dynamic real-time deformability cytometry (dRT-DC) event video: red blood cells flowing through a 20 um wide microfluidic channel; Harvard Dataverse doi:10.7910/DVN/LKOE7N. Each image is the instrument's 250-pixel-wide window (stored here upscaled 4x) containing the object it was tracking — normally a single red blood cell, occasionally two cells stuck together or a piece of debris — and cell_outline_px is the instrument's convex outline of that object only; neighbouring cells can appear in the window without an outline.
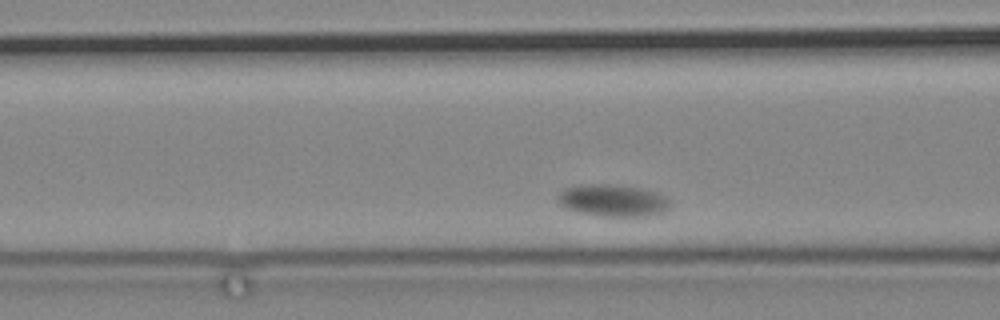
{"species": "common noctule bat (a hibernating species)", "species_latin": "Nyctalus noctula", "temperature_condition": "cold", "stored_images_in_passage": 39, "camera_frame_rate_fps": 3000, "um_per_image_px": 0.085, "animal": {"sex": "male", "body_mass_g": 19.2, "forearm_length_mm": 51.8}, "frame": {"image": 1, "passage_image": 7, "time_ms": 2.0, "image_size_px": [1000, 320], "cell_outline_px": [[668, 208], [664, 212], [648, 216], [600, 216], [580, 212], [568, 208], [560, 204], [556, 200], [560, 192], [564, 188], [592, 184], [608, 184], [644, 188], [656, 192], [664, 196], [668, 200]], "centroid_in_image_um": [52.1, 17.04], "position_along_channel_um": 114.5, "area_um2": 20.75}}
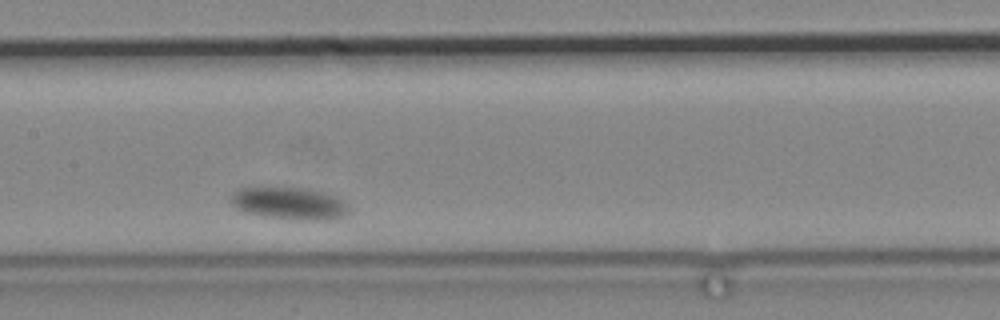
{"frame": {"image": 2, "passage_image": 15, "time_ms": 4.667, "image_size_px": [1000, 320], "cell_outline_px": [[348, 212], [344, 216], [336, 220], [304, 220], [264, 216], [244, 212], [236, 208], [228, 200], [240, 188], [308, 188], [324, 192], [336, 196], [344, 200], [348, 204]], "centroid_in_image_um": [24.66, 17.3], "position_along_channel_um": 182.7, "area_um2": 22.25}}
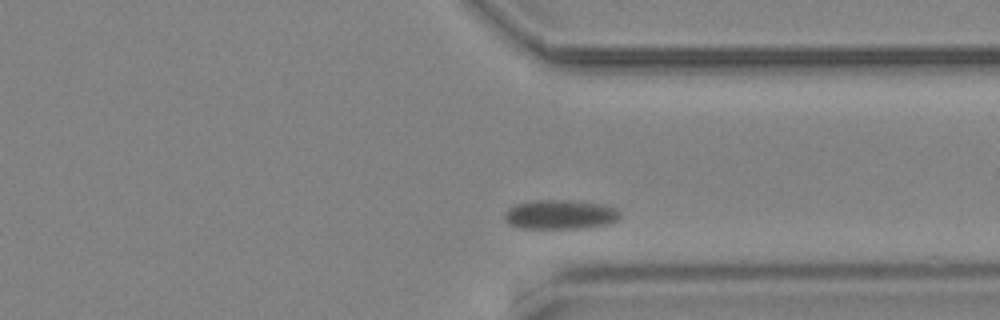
{"frame": {"image": 3, "passage_image": 35, "time_ms": 11.333, "image_size_px": [1000, 320], "cell_outline_px": [[620, 216], [616, 220], [604, 224], [580, 228], [520, 228], [508, 224], [504, 216], [504, 212], [508, 208], [516, 204], [532, 200], [568, 200], [604, 204], [616, 208], [620, 212]], "centroid_in_image_um": [47.57, 18.22], "position_along_channel_um": 363.8, "area_um2": 19.71}}